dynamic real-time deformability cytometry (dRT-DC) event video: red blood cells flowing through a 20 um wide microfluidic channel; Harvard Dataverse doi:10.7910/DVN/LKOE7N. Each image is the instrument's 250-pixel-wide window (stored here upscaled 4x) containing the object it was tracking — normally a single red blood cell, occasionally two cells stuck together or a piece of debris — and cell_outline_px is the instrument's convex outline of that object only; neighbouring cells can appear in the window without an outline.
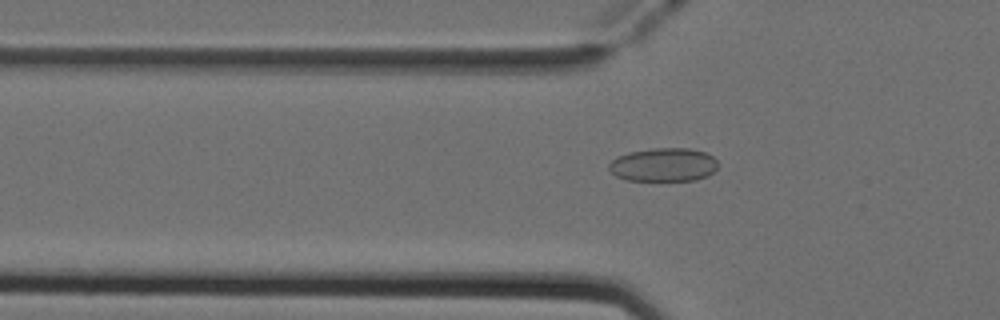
{"species": "Egyptian fruit bat (a non-hibernating species)", "species_latin": "Rousettus aegyptiacus", "temperature_condition": "cold", "stored_images_in_passage": 45, "camera_frame_rate_fps": 3000, "um_per_image_px": 0.085, "animal": {"sex": "female"}, "frame": {"image": 1, "passage_image": 11, "time_ms": 3.333, "image_size_px": [1000, 320], "cell_outline_px": [[716, 168], [708, 176], [696, 180], [628, 180], [616, 176], [608, 168], [608, 164], [616, 156], [628, 152], [652, 148], [688, 148], [704, 152], [712, 156], [716, 160]], "centroid_in_image_um": [56.37, 13.99], "position_along_channel_um": 69.4, "area_um2": 21.27}}
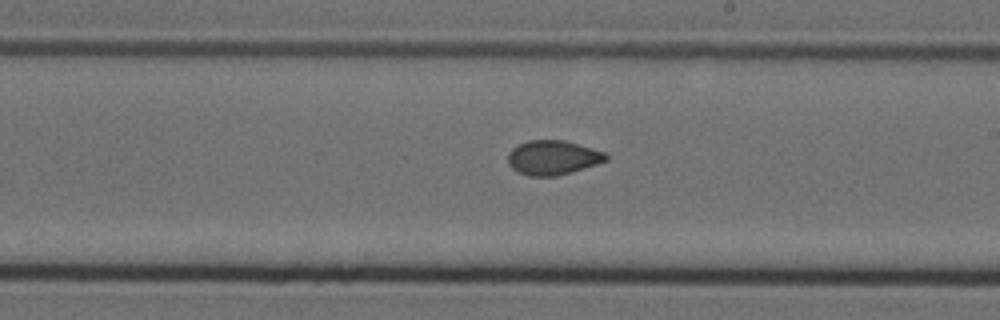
{"frame": {"image": 2, "passage_image": 24, "time_ms": 7.667, "image_size_px": [1000, 320], "cell_outline_px": [[608, 160], [596, 164], [556, 176], [528, 176], [512, 168], [508, 164], [508, 152], [512, 148], [528, 140], [564, 140], [604, 152], [608, 156]], "centroid_in_image_um": [46.96, 13.39], "position_along_channel_um": 242.0, "area_um2": 19.42}}
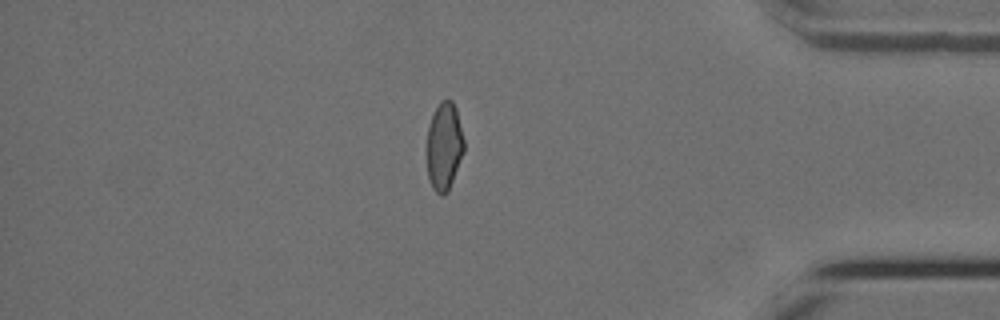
{"frame": {"image": 3, "passage_image": 38, "time_ms": 12.333, "image_size_px": [1000, 320], "cell_outline_px": [[464, 152], [448, 192], [444, 196], [440, 196], [432, 188], [428, 176], [428, 124], [440, 100], [452, 100], [456, 108], [464, 140]], "centroid_in_image_um": [37.77, 12.46], "position_along_channel_um": 397.4, "area_um2": 18.96}}